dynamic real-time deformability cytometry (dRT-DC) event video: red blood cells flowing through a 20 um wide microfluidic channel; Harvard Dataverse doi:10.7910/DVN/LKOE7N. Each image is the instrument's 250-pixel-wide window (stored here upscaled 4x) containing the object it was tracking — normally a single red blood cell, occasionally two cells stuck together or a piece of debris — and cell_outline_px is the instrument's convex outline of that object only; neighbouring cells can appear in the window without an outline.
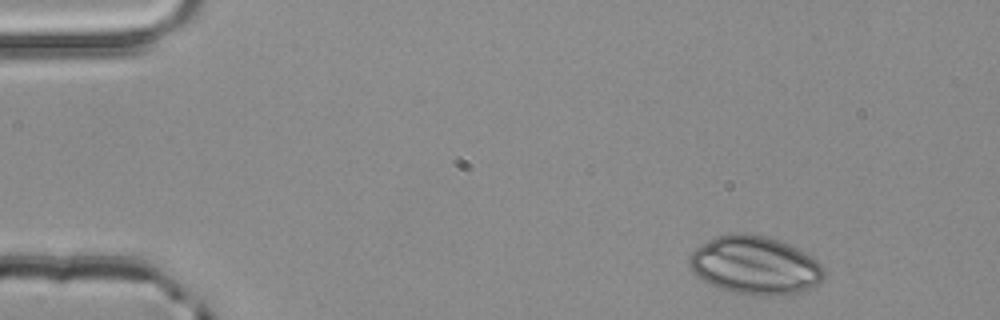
{"species": "common noctule bat (a hibernating species)", "species_latin": "Nyctalus noctula", "temperature_condition": "room temperature", "stored_images_in_passage": 4, "camera_frame_rate_fps": 3000, "um_per_image_px": 0.085, "animal": {"sex": "male", "body_mass_g": 20.4}, "frame": {"image": 1, "passage_image": 1, "time_ms": 0.0, "image_size_px": [1000, 320], "cell_outline_px": [[824, 276], [812, 288], [800, 292], [772, 296], [768, 296], [736, 292], [720, 288], [704, 280], [688, 264], [688, 256], [696, 248], [708, 240], [716, 236], [732, 232], [744, 232], [764, 236], [788, 244], [812, 256], [824, 268]], "centroid_in_image_um": [64.18, 22.53], "position_along_channel_um": 20.8, "area_um2": 45.26}}